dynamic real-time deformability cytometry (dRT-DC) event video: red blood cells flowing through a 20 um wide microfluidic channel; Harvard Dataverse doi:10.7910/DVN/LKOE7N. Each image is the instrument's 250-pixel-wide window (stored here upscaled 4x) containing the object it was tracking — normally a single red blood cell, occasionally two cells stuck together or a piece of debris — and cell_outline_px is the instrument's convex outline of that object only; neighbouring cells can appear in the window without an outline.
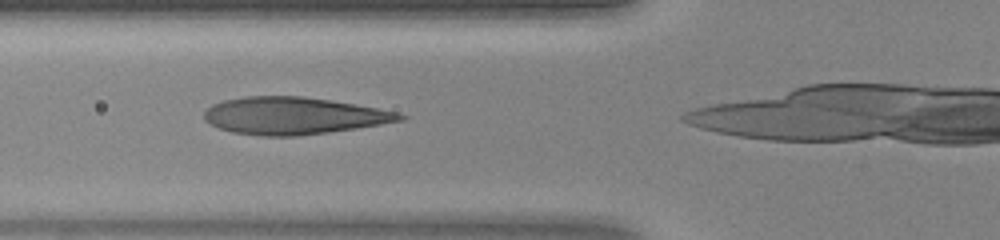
{"species": "human", "species_latin": "Homo sapiens", "temperature_condition": "warm", "stored_images_in_passage": 12, "camera_frame_rate_fps": 3000, "um_per_image_px": 0.085, "donor": {"sex": "female"}, "frame": {"image": 1, "passage_image": 3, "time_ms": 0.667, "image_size_px": [1000, 240], "cell_outline_px": [[408, 116], [404, 120], [356, 128], [328, 132], [296, 136], [264, 136], [232, 132], [220, 128], [204, 120], [204, 112], [212, 104], [224, 100], [248, 96], [304, 96], [376, 108], [396, 112]], "centroid_in_image_um": [24.93, 9.84], "position_along_channel_um": 100.9, "area_um2": 41.96}}
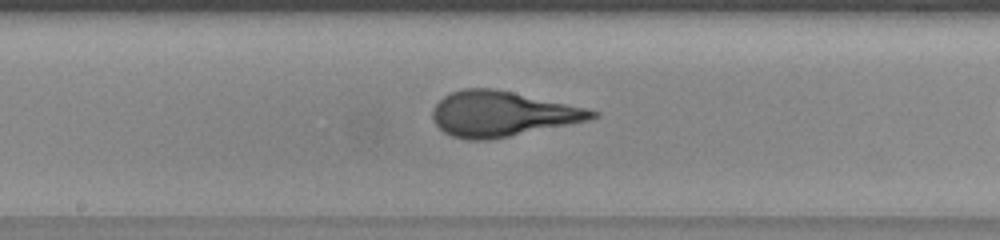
{"frame": {"image": 2, "passage_image": 10, "time_ms": 3.0, "image_size_px": [1000, 240], "cell_outline_px": [[600, 116], [588, 120], [488, 140], [468, 140], [452, 136], [444, 132], [432, 120], [432, 108], [444, 96], [452, 92], [464, 88], [492, 88], [512, 92], [588, 108], [600, 112]], "centroid_in_image_um": [42.65, 9.67], "position_along_channel_um": 205.5, "area_um2": 41.67}}